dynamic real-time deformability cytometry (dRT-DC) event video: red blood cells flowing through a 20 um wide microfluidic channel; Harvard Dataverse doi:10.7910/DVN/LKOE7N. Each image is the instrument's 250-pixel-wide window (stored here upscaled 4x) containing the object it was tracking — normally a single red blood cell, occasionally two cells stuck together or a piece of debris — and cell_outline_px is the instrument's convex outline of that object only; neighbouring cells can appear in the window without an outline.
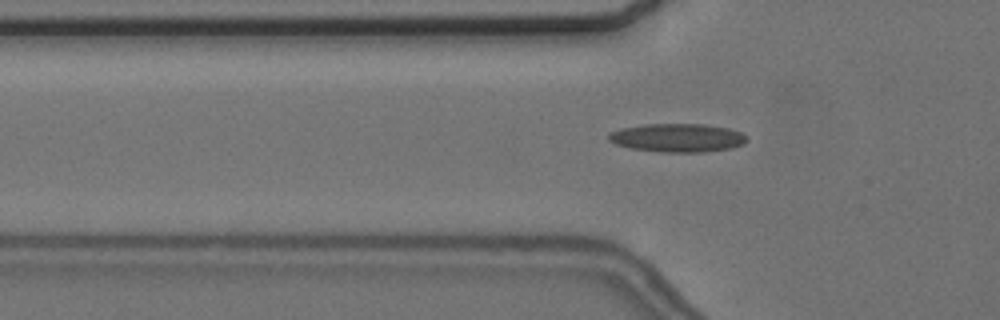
{"species": "common noctule bat (a hibernating species)", "species_latin": "Nyctalus noctula", "temperature_condition": "cold", "stored_images_in_passage": 57, "camera_frame_rate_fps": 3000, "um_per_image_px": 0.085, "animal": {"sex": "female", "body_mass_g": 24.6, "forearm_length_mm": 56.2}, "frame": {"image": 1, "passage_image": 19, "time_ms": 6.0, "image_size_px": [1000, 320], "cell_outline_px": [[748, 140], [744, 144], [732, 148], [704, 152], [660, 152], [628, 148], [616, 144], [608, 140], [608, 132], [620, 128], [644, 124], [704, 124], [728, 128], [740, 132], [748, 136]], "centroid_in_image_um": [57.58, 11.71], "position_along_channel_um": 68.2, "area_um2": 23.24}}
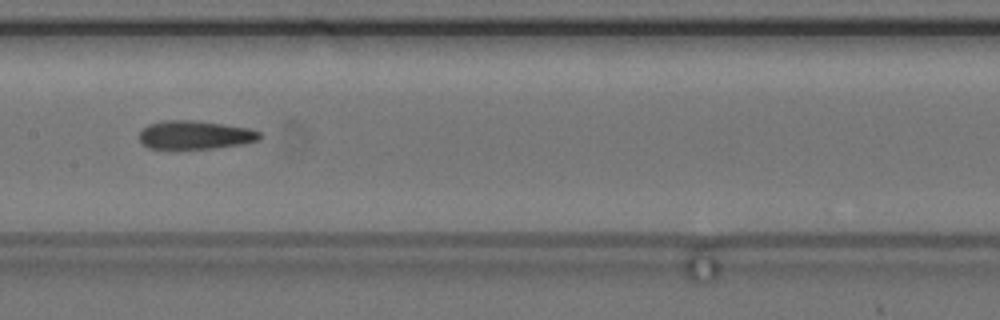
{"frame": {"image": 2, "passage_image": 29, "time_ms": 9.333, "image_size_px": [1000, 320], "cell_outline_px": [[264, 136], [260, 140], [244, 144], [216, 148], [176, 152], [148, 148], [140, 144], [140, 132], [148, 124], [164, 120], [196, 120], [248, 128], [260, 132]], "centroid_in_image_um": [16.55, 11.52], "position_along_channel_um": 190.9, "area_um2": 21.1}}
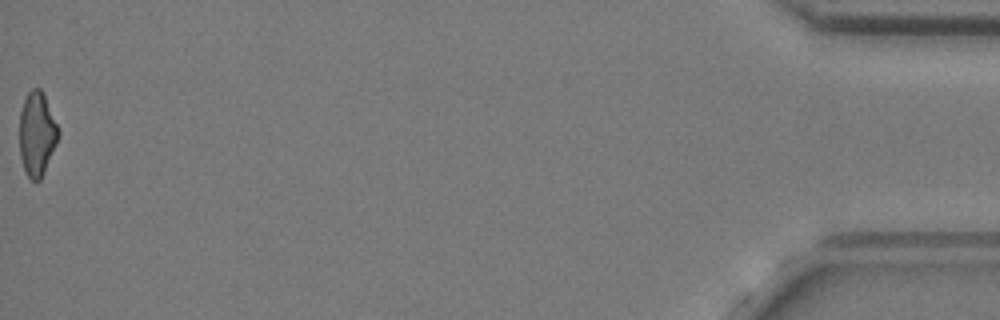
{"frame": {"image": 3, "passage_image": 57, "time_ms": 18.667, "image_size_px": [1000, 320], "cell_outline_px": [[60, 132], [56, 144], [44, 172], [40, 180], [32, 180], [28, 176], [24, 168], [20, 156], [20, 112], [24, 100], [28, 92], [32, 88], [40, 88], [44, 96]], "centroid_in_image_um": [3.13, 11.38], "position_along_channel_um": 432.1, "area_um2": 18.61}, "authors_computed_cell_mechanics": {"area_um2": 20.1144, "velocity_mm_per_s": 3.663, "shape_relaxation_time_tau1_ms": 6.0989, "shape_relaxation_time_tau2_ms": 2.2046, "deformation_change_tau1": 0.1759, "deformation_change_tau2": 0.1201}}